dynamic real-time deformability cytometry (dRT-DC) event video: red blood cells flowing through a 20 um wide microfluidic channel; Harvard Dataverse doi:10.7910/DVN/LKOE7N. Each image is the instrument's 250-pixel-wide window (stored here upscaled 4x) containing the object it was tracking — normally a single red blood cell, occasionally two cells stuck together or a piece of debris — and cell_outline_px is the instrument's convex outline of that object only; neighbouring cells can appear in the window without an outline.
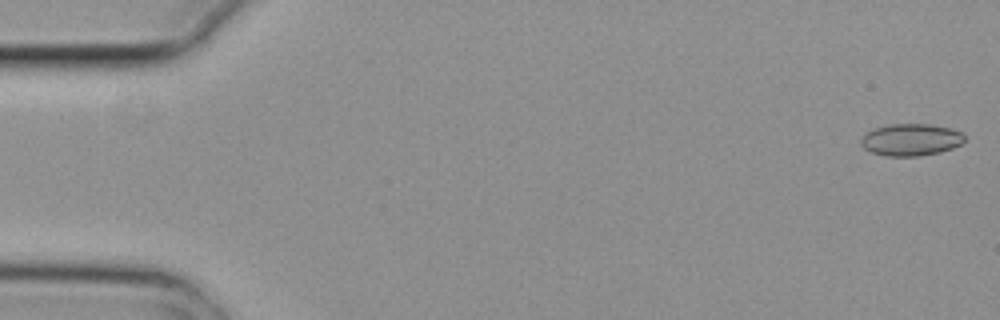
{"species": "common noctule bat (a hibernating species)", "species_latin": "Nyctalus noctula", "temperature_condition": "cold", "stored_images_in_passage": 4, "camera_frame_rate_fps": 3000, "um_per_image_px": 0.085, "animal": {"sex": "female", "body_mass_g": 29.2, "forearm_length_mm": 56.3}, "frame": {"image": 1, "passage_image": 1, "time_ms": 0.0, "image_size_px": [1000, 320], "cell_outline_px": [[964, 140], [960, 144], [952, 148], [940, 152], [920, 156], [884, 156], [872, 152], [864, 148], [860, 144], [860, 140], [868, 132], [876, 128], [892, 124], [932, 124], [952, 128], [960, 132], [964, 136]], "centroid_in_image_um": [77.44, 11.88], "position_along_channel_um": 7.6, "area_um2": 19.25}}